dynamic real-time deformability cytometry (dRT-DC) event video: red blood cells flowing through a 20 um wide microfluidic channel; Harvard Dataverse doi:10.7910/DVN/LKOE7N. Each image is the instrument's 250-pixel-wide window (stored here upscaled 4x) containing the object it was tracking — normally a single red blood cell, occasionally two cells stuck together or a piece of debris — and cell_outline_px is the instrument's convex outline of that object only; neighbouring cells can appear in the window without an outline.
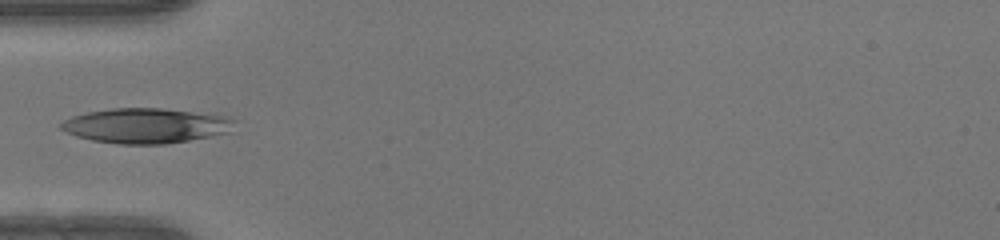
{"species": "human", "species_latin": "Homo sapiens", "temperature_condition": "warm", "stored_images_in_passage": 9, "camera_frame_rate_fps": 3000, "um_per_image_px": 0.085, "donor": {"sex": "female"}, "frame": {"image": 1, "passage_image": 1, "time_ms": 0.0, "image_size_px": [1000, 240], "cell_outline_px": [[236, 120], [228, 132], [212, 136], [164, 144], [120, 144], [92, 140], [76, 136], [60, 128], [60, 124], [64, 120], [72, 116], [88, 112], [112, 108], [164, 108], [224, 116]], "centroid_in_image_um": [12.38, 10.68], "position_along_channel_um": 72.6, "area_um2": 35.08}}
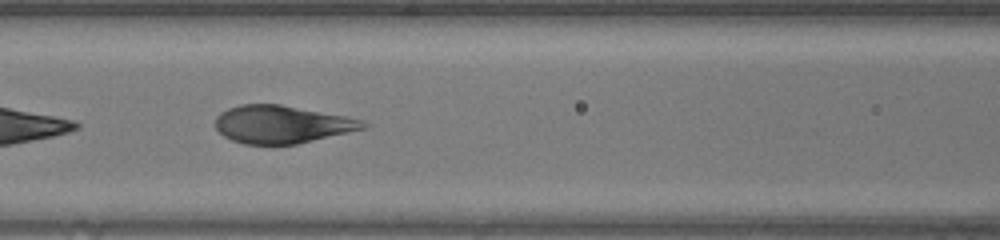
{"frame": {"image": 2, "passage_image": 6, "time_ms": 1.667, "image_size_px": [1000, 240], "cell_outline_px": [[372, 124], [364, 128], [348, 132], [296, 144], [244, 144], [232, 140], [224, 136], [216, 128], [216, 116], [220, 112], [228, 108], [240, 104], [280, 104], [344, 116], [364, 120]], "centroid_in_image_um": [23.94, 10.56], "position_along_channel_um": 142.7, "area_um2": 32.31}}